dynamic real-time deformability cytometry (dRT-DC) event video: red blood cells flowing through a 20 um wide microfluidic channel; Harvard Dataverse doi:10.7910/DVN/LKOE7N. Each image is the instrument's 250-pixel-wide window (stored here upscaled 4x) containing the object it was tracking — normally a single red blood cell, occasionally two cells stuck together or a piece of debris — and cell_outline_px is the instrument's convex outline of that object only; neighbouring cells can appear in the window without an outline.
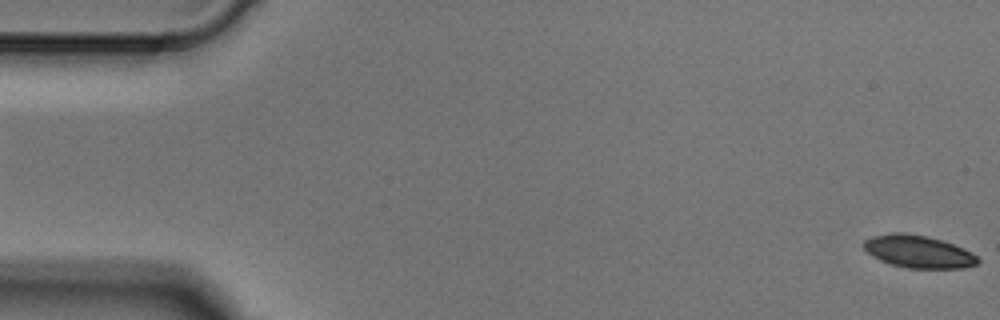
{"species": "Egyptian fruit bat (a non-hibernating species)", "species_latin": "Rousettus aegyptiacus", "temperature_condition": "cold", "stored_images_in_passage": 7, "camera_frame_rate_fps": 3000, "um_per_image_px": 0.085, "animal": {"sex": "male"}, "frame": {"image": 1, "passage_image": 1, "time_ms": 0.0, "image_size_px": [1000, 320], "cell_outline_px": [[980, 260], [976, 264], [964, 268], [908, 268], [892, 264], [880, 260], [872, 256], [864, 248], [864, 240], [872, 236], [896, 232], [900, 232], [928, 236], [964, 248], [972, 252]], "centroid_in_image_um": [78.07, 21.38], "position_along_channel_um": 6.9, "area_um2": 21.44}}
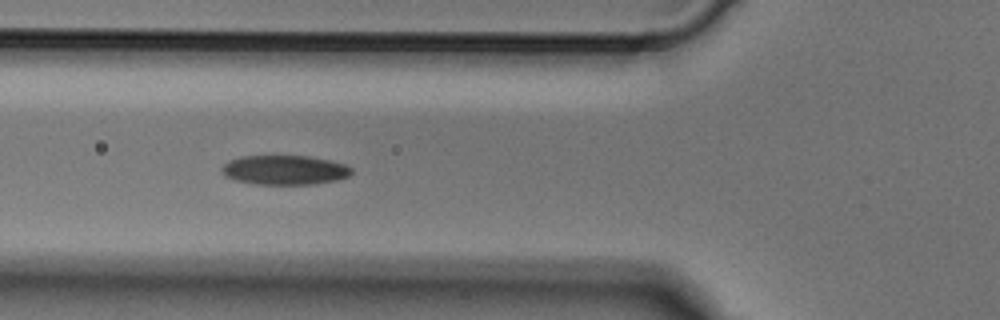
{"frame": {"image": 2, "passage_image": 6, "time_ms": 1.667, "image_size_px": [1000, 320], "cell_outline_px": [[352, 172], [348, 176], [336, 180], [312, 184], [256, 184], [236, 180], [224, 176], [220, 168], [228, 160], [240, 156], [308, 156], [332, 160], [348, 164], [352, 168]], "centroid_in_image_um": [24.2, 14.44], "position_along_channel_um": 101.6, "area_um2": 22.43}}
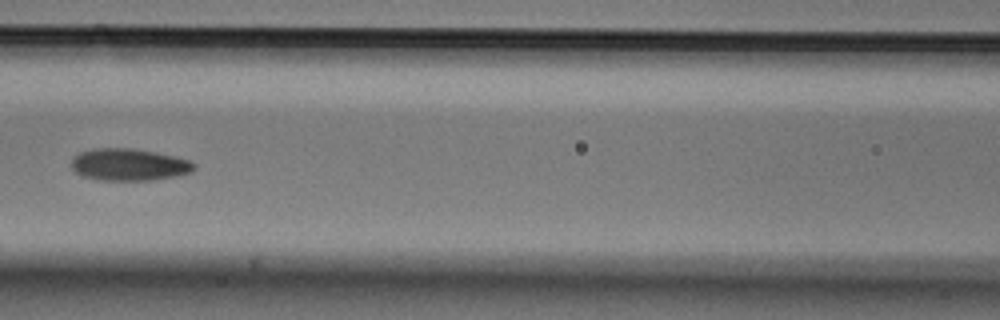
{"frame": {"image": 3, "passage_image": 7, "time_ms": 2.0, "image_size_px": [1000, 320], "cell_outline_px": [[196, 168], [192, 172], [176, 176], [152, 180], [100, 180], [84, 176], [76, 172], [72, 168], [72, 156], [80, 152], [92, 148], [132, 148], [156, 152], [176, 156], [188, 160], [196, 164]], "centroid_in_image_um": [10.98, 13.98], "position_along_channel_um": 155.6, "area_um2": 23.06}}